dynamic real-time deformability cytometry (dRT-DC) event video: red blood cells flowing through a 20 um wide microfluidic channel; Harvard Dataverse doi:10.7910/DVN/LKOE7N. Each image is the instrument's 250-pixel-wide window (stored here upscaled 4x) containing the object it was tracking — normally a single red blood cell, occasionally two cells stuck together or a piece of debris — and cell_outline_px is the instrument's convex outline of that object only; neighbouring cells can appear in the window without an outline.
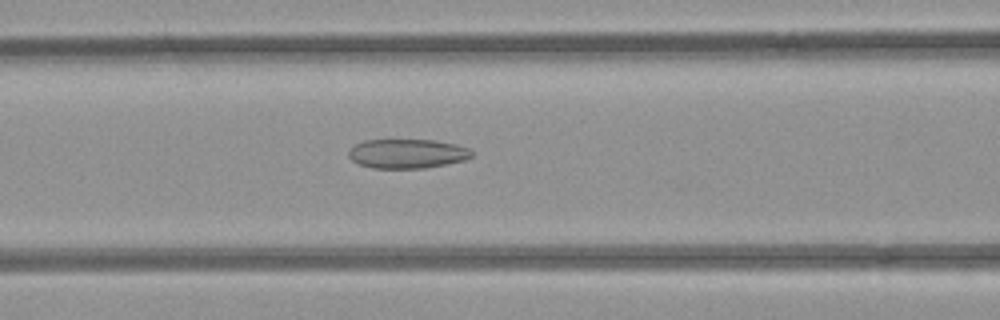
{"species": "common noctule bat (a hibernating species)", "species_latin": "Nyctalus noctula", "temperature_condition": "room temperature", "stored_images_in_passage": 20, "camera_frame_rate_fps": 3000, "um_per_image_px": 0.085, "animal": {"sex": "female", "body_mass_g": 21.9}, "frame": {"image": 1, "passage_image": 10, "time_ms": 3.0, "image_size_px": [1000, 320], "cell_outline_px": [[472, 156], [464, 160], [424, 168], [372, 168], [360, 164], [352, 160], [348, 156], [348, 152], [356, 144], [364, 140], [436, 140], [456, 144], [468, 148], [472, 152]], "centroid_in_image_um": [34.61, 13.05], "position_along_channel_um": 132.0, "area_um2": 20.87}}
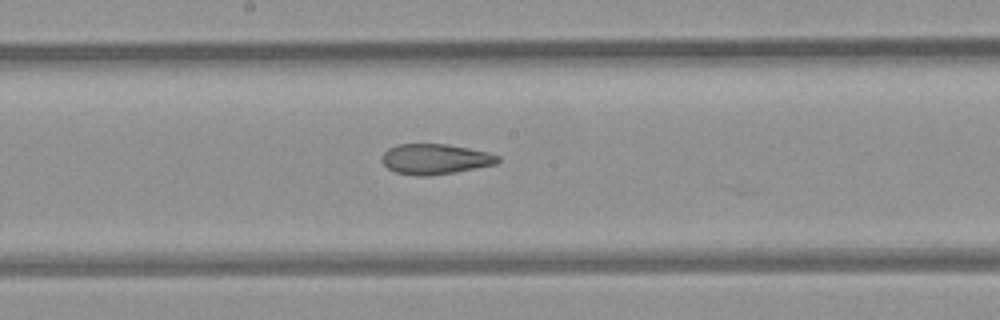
{"frame": {"image": 2, "passage_image": 16, "time_ms": 5.0, "image_size_px": [1000, 320], "cell_outline_px": [[500, 160], [496, 164], [456, 172], [428, 176], [416, 176], [396, 172], [388, 168], [380, 160], [380, 156], [388, 148], [396, 144], [448, 144], [488, 152], [500, 156]], "centroid_in_image_um": [36.97, 13.52], "position_along_channel_um": 211.2, "area_um2": 20.69}}
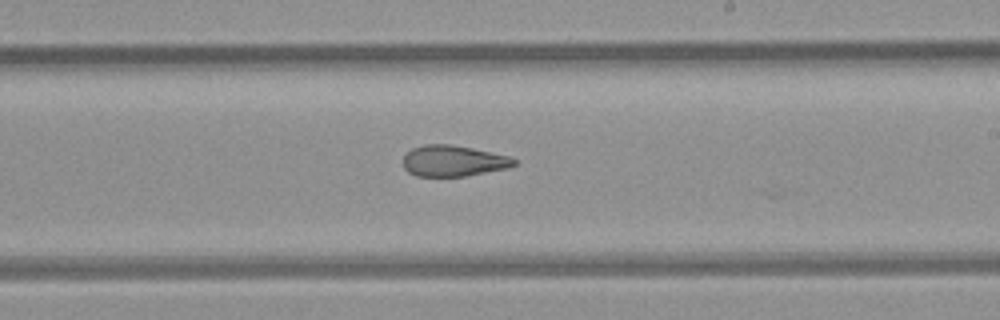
{"frame": {"image": 3, "passage_image": 19, "time_ms": 6.0, "image_size_px": [1000, 320], "cell_outline_px": [[516, 164], [508, 168], [464, 176], [416, 176], [408, 172], [404, 168], [404, 156], [412, 148], [424, 144], [448, 144], [472, 148], [512, 156], [516, 160]], "centroid_in_image_um": [38.55, 13.67], "position_along_channel_um": 250.5, "area_um2": 20.06}}